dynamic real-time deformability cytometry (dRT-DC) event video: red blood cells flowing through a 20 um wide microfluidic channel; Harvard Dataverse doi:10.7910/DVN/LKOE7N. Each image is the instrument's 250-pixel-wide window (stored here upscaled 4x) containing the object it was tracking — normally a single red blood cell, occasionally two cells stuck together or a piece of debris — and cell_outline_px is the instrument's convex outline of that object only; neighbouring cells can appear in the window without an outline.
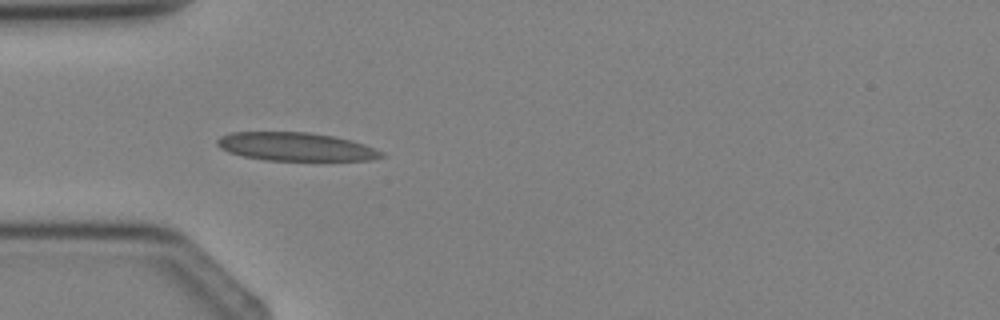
{"species": "Egyptian fruit bat (a non-hibernating species)", "species_latin": "Rousettus aegyptiacus", "temperature_condition": "cold", "stored_images_in_passage": 3, "camera_frame_rate_fps": 3000, "um_per_image_px": 0.085, "animal": {"sex": "female"}, "frame": {"image": 1, "passage_image": 3, "time_ms": 2.333, "image_size_px": [1000, 320], "cell_outline_px": [[384, 156], [372, 160], [264, 160], [244, 156], [228, 152], [220, 148], [216, 144], [216, 140], [220, 136], [232, 132], [308, 132], [332, 136], [352, 140], [364, 144], [384, 152]], "centroid_in_image_um": [25.13, 12.47], "position_along_channel_um": 59.9, "area_um2": 27.11}}